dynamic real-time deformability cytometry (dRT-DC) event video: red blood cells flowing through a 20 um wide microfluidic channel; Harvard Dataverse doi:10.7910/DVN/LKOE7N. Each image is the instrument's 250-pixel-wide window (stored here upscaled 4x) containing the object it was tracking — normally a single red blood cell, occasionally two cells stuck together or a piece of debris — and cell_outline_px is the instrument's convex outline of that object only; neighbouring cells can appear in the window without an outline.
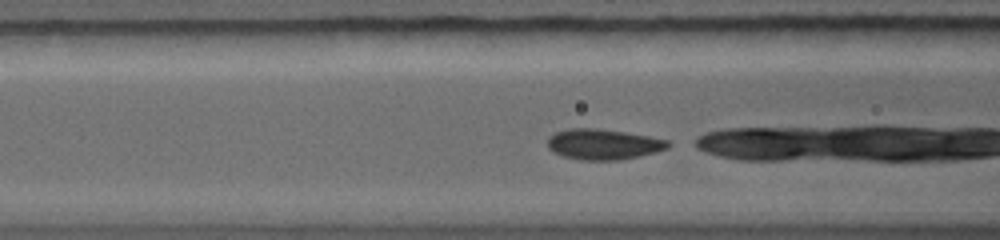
{"species": "common noctule bat (a hibernating species)", "species_latin": "Nyctalus noctula", "temperature_condition": "warm", "stored_images_in_passage": 18, "camera_frame_rate_fps": 5000, "um_per_image_px": 0.085, "animal": {"sex": "female", "body_mass_g": 19.0, "forearm_length_mm": 56.7}, "frame": {"image": 1, "passage_image": 8, "time_ms": 1.0, "image_size_px": [1000, 240], "cell_outline_px": [[676, 144], [668, 148], [656, 152], [620, 160], [580, 160], [564, 156], [552, 152], [548, 148], [548, 136], [556, 132], [568, 128], [596, 128], [624, 132], [648, 136], [668, 140]], "centroid_in_image_um": [51.3, 12.26], "position_along_channel_um": 115.3, "area_um2": 21.62}}
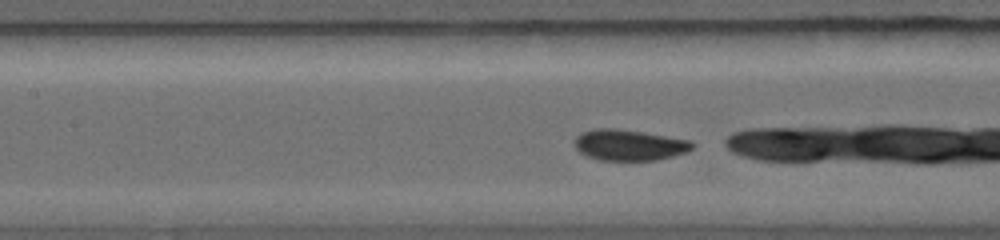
{"frame": {"image": 2, "passage_image": 13, "time_ms": 1.8, "image_size_px": [1000, 240], "cell_outline_px": [[696, 144], [688, 152], [656, 160], [596, 160], [580, 152], [576, 148], [576, 136], [580, 132], [592, 128], [616, 128], [644, 132], [692, 140]], "centroid_in_image_um": [53.5, 12.31], "position_along_channel_um": 153.9, "area_um2": 21.44}}